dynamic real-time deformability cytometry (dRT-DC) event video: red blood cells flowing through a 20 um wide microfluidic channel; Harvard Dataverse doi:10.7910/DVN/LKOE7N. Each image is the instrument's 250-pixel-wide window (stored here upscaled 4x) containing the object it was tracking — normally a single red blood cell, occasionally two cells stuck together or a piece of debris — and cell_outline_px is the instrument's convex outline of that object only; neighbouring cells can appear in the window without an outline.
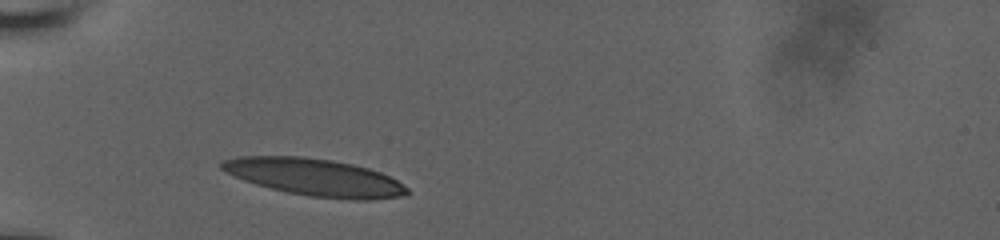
{"species": "human", "species_latin": "Homo sapiens", "temperature_condition": "room temperature", "stored_images_in_passage": 2, "camera_frame_rate_fps": 3000, "um_per_image_px": 0.085, "donor": {"sex": "male"}, "frame": {"image": 1, "passage_image": 1, "time_ms": 0.0, "image_size_px": [1000, 240], "cell_outline_px": [[412, 192], [408, 196], [372, 200], [352, 200], [308, 196], [288, 192], [256, 184], [244, 180], [224, 172], [220, 168], [220, 164], [224, 160], [240, 156], [300, 156], [332, 160], [352, 164], [368, 168], [380, 172], [396, 180], [408, 188]], "centroid_in_image_um": [26.8, 15.08], "position_along_channel_um": 58.2, "area_um2": 40.34}}